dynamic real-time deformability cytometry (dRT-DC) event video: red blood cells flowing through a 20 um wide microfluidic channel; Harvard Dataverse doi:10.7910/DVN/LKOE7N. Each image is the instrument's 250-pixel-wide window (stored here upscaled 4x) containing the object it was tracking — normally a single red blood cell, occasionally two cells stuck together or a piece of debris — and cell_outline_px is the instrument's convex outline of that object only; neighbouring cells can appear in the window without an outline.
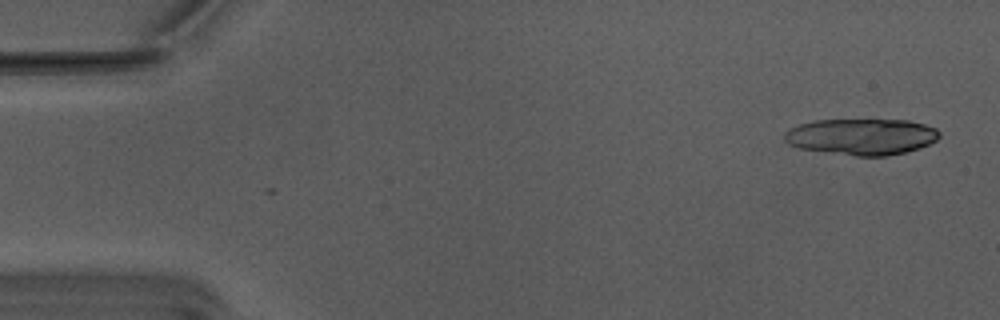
{"species": "Egyptian fruit bat (a non-hibernating species)", "species_latin": "Rousettus aegyptiacus", "temperature_condition": "warm", "stored_images_in_passage": 2, "camera_frame_rate_fps": 3000, "um_per_image_px": 0.085, "animal": {"sex": "male"}, "frame": {"image": 1, "passage_image": 2, "time_ms": 0.333, "image_size_px": [1000, 320], "cell_outline_px": [[940, 136], [936, 140], [920, 148], [888, 156], [856, 156], [800, 148], [788, 144], [784, 140], [784, 132], [800, 124], [816, 120], [908, 120], [924, 124], [936, 128], [940, 132]], "centroid_in_image_um": [73.25, 11.62], "position_along_channel_um": 11.7, "area_um2": 32.66}}